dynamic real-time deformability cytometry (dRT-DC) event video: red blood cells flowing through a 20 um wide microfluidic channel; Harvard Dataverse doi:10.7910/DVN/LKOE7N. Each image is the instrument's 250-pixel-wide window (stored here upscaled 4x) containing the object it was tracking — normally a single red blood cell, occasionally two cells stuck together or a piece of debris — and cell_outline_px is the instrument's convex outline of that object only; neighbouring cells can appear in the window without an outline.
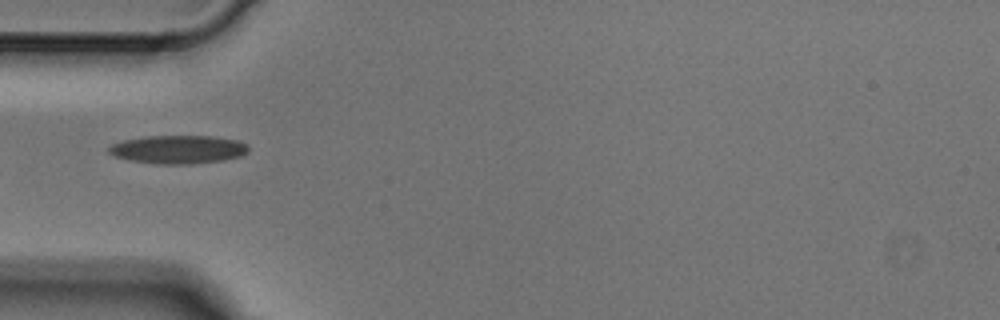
{"species": "Egyptian fruit bat (a non-hibernating species)", "species_latin": "Rousettus aegyptiacus", "temperature_condition": "cold", "stored_images_in_passage": 1, "camera_frame_rate_fps": 3000, "um_per_image_px": 0.085, "animal": {"sex": "male"}, "frame": {"image": 1, "passage_image": 1, "time_ms": 0.0, "image_size_px": [1000, 320], "cell_outline_px": [[248, 152], [240, 156], [224, 160], [192, 164], [156, 164], [128, 160], [116, 156], [108, 152], [108, 148], [112, 144], [124, 140], [148, 136], [212, 136], [236, 140], [248, 144]], "centroid_in_image_um": [15.16, 12.71], "position_along_channel_um": 69.8, "area_um2": 23.06}}